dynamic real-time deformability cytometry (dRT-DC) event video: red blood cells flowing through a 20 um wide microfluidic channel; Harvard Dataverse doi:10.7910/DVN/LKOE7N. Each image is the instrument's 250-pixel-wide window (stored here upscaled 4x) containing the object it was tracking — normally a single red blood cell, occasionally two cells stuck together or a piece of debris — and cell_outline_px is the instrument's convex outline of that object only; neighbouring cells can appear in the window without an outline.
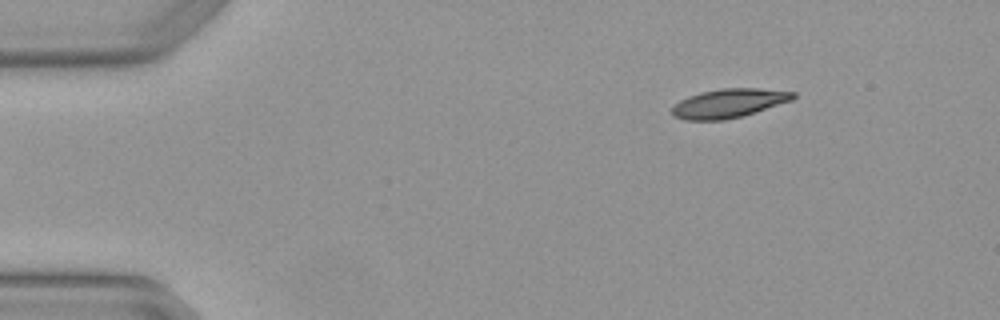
{"species": "Egyptian fruit bat (a non-hibernating species)", "species_latin": "Rousettus aegyptiacus", "temperature_condition": "warm", "stored_images_in_passage": 4, "camera_frame_rate_fps": 3000, "um_per_image_px": 0.085, "animal": {"sex": "female"}, "frame": {"image": 1, "passage_image": 4, "time_ms": 1.0, "image_size_px": [1000, 320], "cell_outline_px": [[796, 96], [792, 100], [744, 116], [724, 120], [684, 120], [672, 116], [672, 108], [680, 100], [688, 96], [700, 92], [720, 88], [756, 88], [796, 92]], "centroid_in_image_um": [61.94, 8.78], "position_along_channel_um": 23.1, "area_um2": 20.52}}